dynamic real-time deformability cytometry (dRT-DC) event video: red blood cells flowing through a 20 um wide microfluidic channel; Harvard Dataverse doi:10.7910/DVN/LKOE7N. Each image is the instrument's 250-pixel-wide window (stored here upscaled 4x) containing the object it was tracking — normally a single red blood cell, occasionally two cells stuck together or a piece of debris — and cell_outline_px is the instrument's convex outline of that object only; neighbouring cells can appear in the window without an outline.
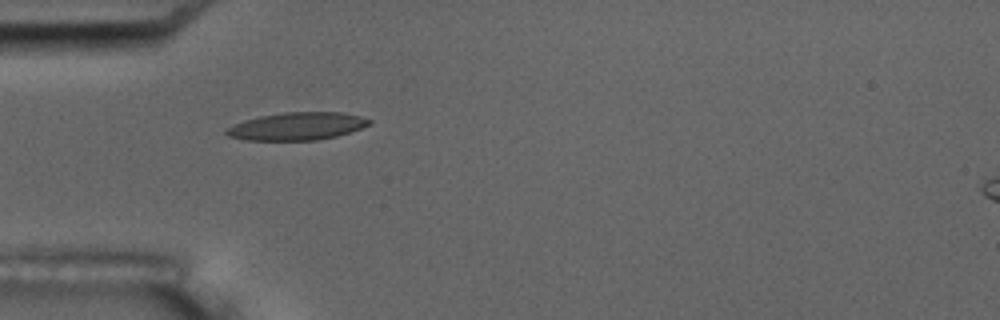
{"species": "common noctule bat (a hibernating species)", "species_latin": "Nyctalus noctula", "temperature_condition": "room temperature", "stored_images_in_passage": 2, "camera_frame_rate_fps": 3000, "um_per_image_px": 0.085, "animal": {"sex": "male", "body_mass_g": 17.5, "forearm_length_mm": 52.3}, "frame": {"image": 1, "passage_image": 1, "time_ms": 0.0, "image_size_px": [1000, 320], "cell_outline_px": [[372, 124], [336, 136], [316, 140], [244, 140], [228, 136], [224, 132], [228, 128], [244, 120], [260, 116], [284, 112], [340, 112], [360, 116], [372, 120]], "centroid_in_image_um": [25.25, 10.73], "position_along_channel_um": 59.7, "area_um2": 22.89}}